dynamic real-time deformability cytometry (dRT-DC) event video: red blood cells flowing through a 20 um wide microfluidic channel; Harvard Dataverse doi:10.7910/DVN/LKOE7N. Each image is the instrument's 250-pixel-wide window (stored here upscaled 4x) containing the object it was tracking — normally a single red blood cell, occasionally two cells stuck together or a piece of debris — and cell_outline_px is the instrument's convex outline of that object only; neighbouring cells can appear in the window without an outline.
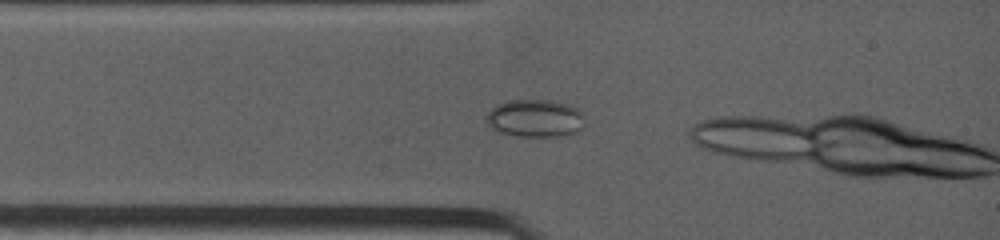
{"species": "common noctule bat (a hibernating species)", "species_latin": "Nyctalus noctula", "temperature_condition": "warm", "stored_images_in_passage": 4, "camera_frame_rate_fps": 4500, "um_per_image_px": 0.085, "animal": {"sex": "female", "body_mass_g": 19.0, "forearm_length_mm": 53.3}, "frame": {"image": 1, "passage_image": 2, "time_ms": 0.222, "image_size_px": [1000, 240], "cell_outline_px": [[580, 128], [576, 132], [556, 136], [520, 136], [500, 132], [492, 128], [488, 120], [488, 112], [496, 104], [512, 100], [548, 100], [568, 104], [576, 108], [580, 116]], "centroid_in_image_um": [45.43, 10.04], "position_along_channel_um": 39.6, "area_um2": 20.81}}